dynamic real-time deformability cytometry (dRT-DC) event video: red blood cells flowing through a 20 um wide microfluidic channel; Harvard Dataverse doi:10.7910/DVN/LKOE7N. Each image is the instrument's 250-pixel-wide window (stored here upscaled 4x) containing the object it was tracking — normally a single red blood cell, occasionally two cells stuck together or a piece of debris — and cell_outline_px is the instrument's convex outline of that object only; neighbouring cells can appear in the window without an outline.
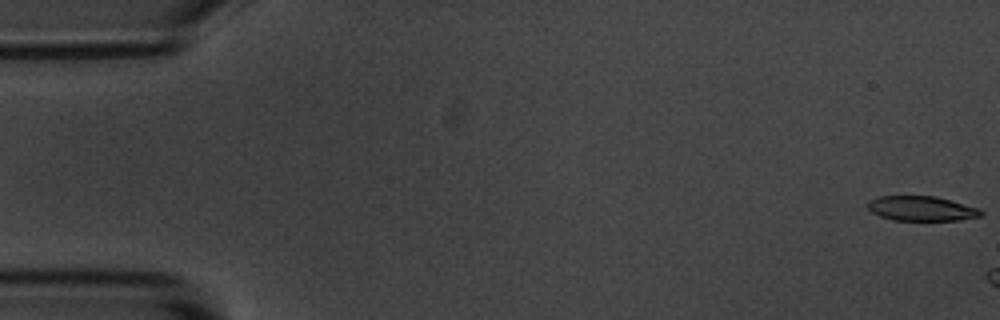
{"species": "common noctule bat (a hibernating species)", "species_latin": "Nyctalus noctula", "temperature_condition": "room temperature", "stored_images_in_passage": 6, "camera_frame_rate_fps": 3000, "um_per_image_px": 0.085, "animal": {"sex": "male", "body_mass_g": 20.1, "forearm_length_mm": 53.5}, "frame": {"image": 1, "passage_image": 1, "time_ms": 0.0, "image_size_px": [1000, 320], "cell_outline_px": [[984, 212], [980, 216], [960, 220], [892, 220], [880, 216], [872, 212], [868, 208], [868, 200], [880, 196], [936, 196], [976, 208]], "centroid_in_image_um": [78.29, 17.72], "position_along_channel_um": 6.7, "area_um2": 16.13}}